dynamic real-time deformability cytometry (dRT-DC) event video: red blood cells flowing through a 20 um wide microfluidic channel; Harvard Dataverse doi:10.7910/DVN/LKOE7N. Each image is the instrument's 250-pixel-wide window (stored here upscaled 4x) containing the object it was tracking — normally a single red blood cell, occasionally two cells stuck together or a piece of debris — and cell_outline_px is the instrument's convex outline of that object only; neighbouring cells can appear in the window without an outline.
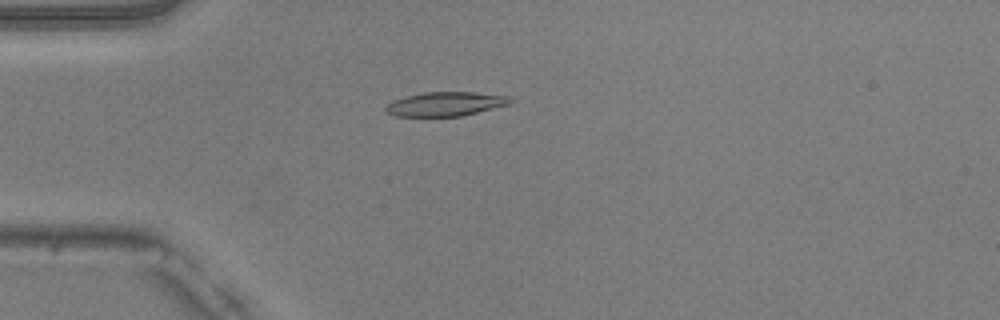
{"species": "common noctule bat (a hibernating species)", "species_latin": "Nyctalus noctula", "temperature_condition": "warm", "stored_images_in_passage": 51, "camera_frame_rate_fps": 3000, "um_per_image_px": 0.085, "animal": {"sex": "male", "body_mass_g": 20.5, "forearm_length_mm": 52.5}, "frame": {"image": 1, "passage_image": 14, "time_ms": 4.333, "image_size_px": [1000, 320], "cell_outline_px": [[516, 100], [508, 104], [460, 116], [396, 116], [384, 112], [384, 108], [392, 100], [404, 96], [424, 92], [472, 92], [512, 96]], "centroid_in_image_um": [37.84, 8.83], "position_along_channel_um": 47.2, "area_um2": 17.57}}
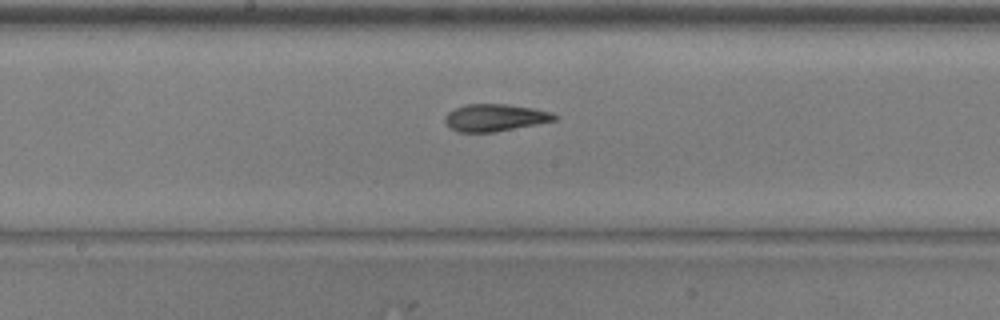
{"frame": {"image": 2, "passage_image": 27, "time_ms": 8.667, "image_size_px": [1000, 320], "cell_outline_px": [[560, 116], [556, 120], [496, 132], [460, 132], [452, 128], [444, 120], [444, 116], [452, 108], [464, 104], [504, 104], [532, 108], [552, 112]], "centroid_in_image_um": [42.07, 9.99], "position_along_channel_um": 206.1, "area_um2": 17.4}}
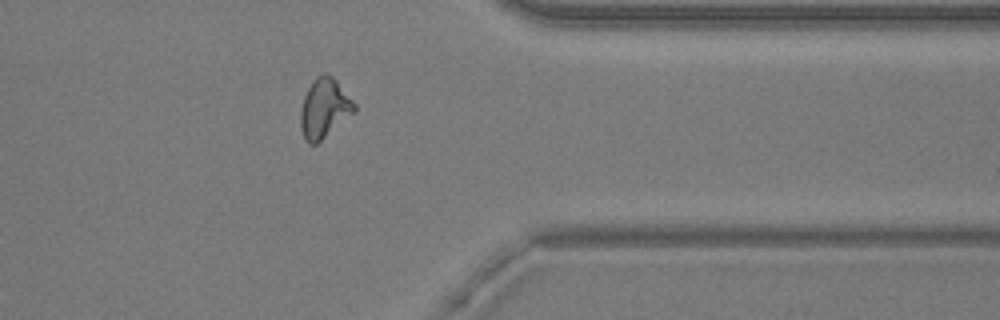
{"frame": {"image": 3, "passage_image": 41, "time_ms": 13.333, "image_size_px": [1000, 320], "cell_outline_px": [[356, 112], [316, 144], [308, 144], [304, 140], [300, 128], [300, 112], [304, 96], [312, 80], [316, 76], [324, 72], [332, 76], [336, 80], [356, 104]], "centroid_in_image_um": [27.56, 9.21], "position_along_channel_um": 383.8, "area_um2": 18.84}, "authors_computed_cell_mechanics": {"area_um2": 18.1492, "velocity_mm_per_s": 4.0215, "shape_relaxation_time_tau1_ms": 3.3677, "shape_relaxation_time_tau2_ms": 2.233, "deformation_change_tau1": 0.145, "deformation_change_tau2": 0.0893}}